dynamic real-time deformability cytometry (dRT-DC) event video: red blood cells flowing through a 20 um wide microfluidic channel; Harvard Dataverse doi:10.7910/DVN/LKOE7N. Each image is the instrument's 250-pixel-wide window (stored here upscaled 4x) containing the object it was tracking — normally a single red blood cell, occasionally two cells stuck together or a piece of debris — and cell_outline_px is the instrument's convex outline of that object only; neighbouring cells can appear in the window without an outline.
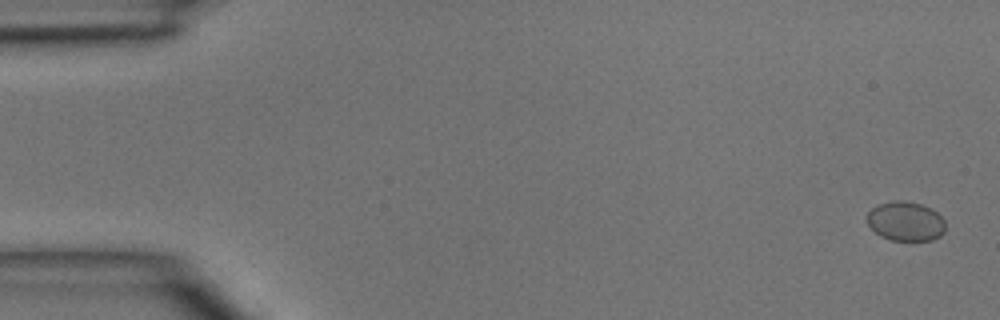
{"species": "common noctule bat (a hibernating species)", "species_latin": "Nyctalus noctula", "temperature_condition": "room temperature", "stored_images_in_passage": 47, "camera_frame_rate_fps": 3000, "um_per_image_px": 0.085, "animal": {"sex": "male", "body_mass_g": 15.6}, "frame": {"image": 1, "passage_image": 1, "time_ms": 0.0, "image_size_px": [1000, 320], "cell_outline_px": [[944, 232], [940, 236], [932, 240], [892, 240], [880, 236], [868, 224], [868, 212], [876, 204], [896, 200], [904, 200], [920, 204], [932, 208], [944, 220]], "centroid_in_image_um": [76.98, 18.8], "position_along_channel_um": 8.0, "area_um2": 17.92}}
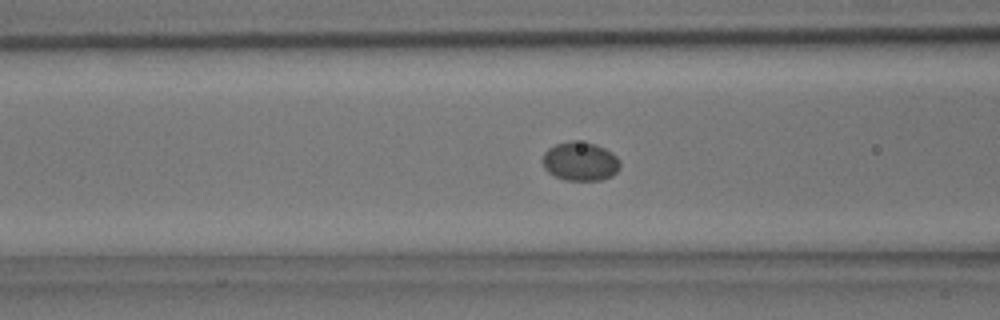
{"frame": {"image": 2, "passage_image": 18, "time_ms": 5.667, "image_size_px": [1000, 320], "cell_outline_px": [[620, 168], [612, 176], [600, 180], [564, 180], [548, 172], [544, 168], [544, 152], [548, 148], [556, 144], [572, 140], [596, 144], [612, 152], [620, 160]], "centroid_in_image_um": [49.34, 13.71], "position_along_channel_um": 117.3, "area_um2": 17.51}}
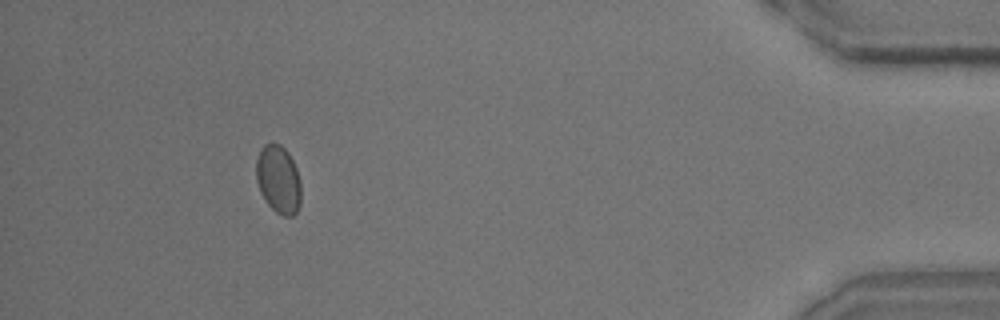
{"frame": {"image": 3, "passage_image": 43, "time_ms": 14.0, "image_size_px": [1000, 320], "cell_outline_px": [[300, 204], [296, 212], [292, 216], [284, 216], [276, 212], [268, 204], [260, 192], [256, 180], [256, 160], [260, 148], [264, 144], [280, 144], [288, 152], [296, 168], [300, 180]], "centroid_in_image_um": [23.65, 15.24], "position_along_channel_um": 411.6, "area_um2": 17.74}}